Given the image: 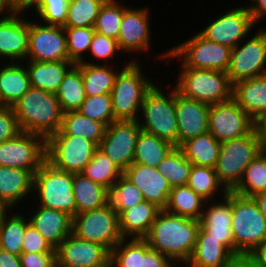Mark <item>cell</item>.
Returning a JSON list of instances; mask_svg holds the SVG:
<instances>
[{
  "mask_svg": "<svg viewBox=\"0 0 266 267\" xmlns=\"http://www.w3.org/2000/svg\"><path fill=\"white\" fill-rule=\"evenodd\" d=\"M231 50L228 46L207 40L198 30L195 36L179 45H175L170 50L158 55L157 58L159 57L162 60L163 58H168V62L171 61V58L181 59L180 68L227 72L230 64Z\"/></svg>",
  "mask_w": 266,
  "mask_h": 267,
  "instance_id": "obj_6",
  "label": "cell"
},
{
  "mask_svg": "<svg viewBox=\"0 0 266 267\" xmlns=\"http://www.w3.org/2000/svg\"><path fill=\"white\" fill-rule=\"evenodd\" d=\"M72 218L64 211L36 205V209L28 219L29 223L42 234L51 247L56 249L72 233Z\"/></svg>",
  "mask_w": 266,
  "mask_h": 267,
  "instance_id": "obj_24",
  "label": "cell"
},
{
  "mask_svg": "<svg viewBox=\"0 0 266 267\" xmlns=\"http://www.w3.org/2000/svg\"><path fill=\"white\" fill-rule=\"evenodd\" d=\"M78 111L92 120L103 123L106 127L116 121L112 110L111 93L86 96Z\"/></svg>",
  "mask_w": 266,
  "mask_h": 267,
  "instance_id": "obj_48",
  "label": "cell"
},
{
  "mask_svg": "<svg viewBox=\"0 0 266 267\" xmlns=\"http://www.w3.org/2000/svg\"><path fill=\"white\" fill-rule=\"evenodd\" d=\"M141 130L138 120H116L106 127L98 149L124 172L133 163Z\"/></svg>",
  "mask_w": 266,
  "mask_h": 267,
  "instance_id": "obj_16",
  "label": "cell"
},
{
  "mask_svg": "<svg viewBox=\"0 0 266 267\" xmlns=\"http://www.w3.org/2000/svg\"><path fill=\"white\" fill-rule=\"evenodd\" d=\"M235 254L252 253L266 239V219L252 197L232 192Z\"/></svg>",
  "mask_w": 266,
  "mask_h": 267,
  "instance_id": "obj_9",
  "label": "cell"
},
{
  "mask_svg": "<svg viewBox=\"0 0 266 267\" xmlns=\"http://www.w3.org/2000/svg\"><path fill=\"white\" fill-rule=\"evenodd\" d=\"M33 178L30 170L0 166V200L16 209L18 203L33 194Z\"/></svg>",
  "mask_w": 266,
  "mask_h": 267,
  "instance_id": "obj_26",
  "label": "cell"
},
{
  "mask_svg": "<svg viewBox=\"0 0 266 267\" xmlns=\"http://www.w3.org/2000/svg\"><path fill=\"white\" fill-rule=\"evenodd\" d=\"M0 267H21L19 255L12 254L0 248Z\"/></svg>",
  "mask_w": 266,
  "mask_h": 267,
  "instance_id": "obj_58",
  "label": "cell"
},
{
  "mask_svg": "<svg viewBox=\"0 0 266 267\" xmlns=\"http://www.w3.org/2000/svg\"><path fill=\"white\" fill-rule=\"evenodd\" d=\"M105 129L103 123L92 120L77 110L63 113L61 128L54 134L81 136L98 147L104 137Z\"/></svg>",
  "mask_w": 266,
  "mask_h": 267,
  "instance_id": "obj_34",
  "label": "cell"
},
{
  "mask_svg": "<svg viewBox=\"0 0 266 267\" xmlns=\"http://www.w3.org/2000/svg\"><path fill=\"white\" fill-rule=\"evenodd\" d=\"M256 202L258 209L266 219V192L258 193L252 197Z\"/></svg>",
  "mask_w": 266,
  "mask_h": 267,
  "instance_id": "obj_61",
  "label": "cell"
},
{
  "mask_svg": "<svg viewBox=\"0 0 266 267\" xmlns=\"http://www.w3.org/2000/svg\"><path fill=\"white\" fill-rule=\"evenodd\" d=\"M98 147L91 141L67 134H52L46 140V160L56 169L80 173Z\"/></svg>",
  "mask_w": 266,
  "mask_h": 267,
  "instance_id": "obj_11",
  "label": "cell"
},
{
  "mask_svg": "<svg viewBox=\"0 0 266 267\" xmlns=\"http://www.w3.org/2000/svg\"><path fill=\"white\" fill-rule=\"evenodd\" d=\"M251 4L247 6L253 23L256 25L257 22L266 18V0H250ZM262 18V19H261Z\"/></svg>",
  "mask_w": 266,
  "mask_h": 267,
  "instance_id": "obj_56",
  "label": "cell"
},
{
  "mask_svg": "<svg viewBox=\"0 0 266 267\" xmlns=\"http://www.w3.org/2000/svg\"><path fill=\"white\" fill-rule=\"evenodd\" d=\"M255 26L247 5L226 10L217 19L211 20L207 27L200 30V34L207 40L225 45L233 49L236 47Z\"/></svg>",
  "mask_w": 266,
  "mask_h": 267,
  "instance_id": "obj_17",
  "label": "cell"
},
{
  "mask_svg": "<svg viewBox=\"0 0 266 267\" xmlns=\"http://www.w3.org/2000/svg\"><path fill=\"white\" fill-rule=\"evenodd\" d=\"M72 234L99 243L111 251L122 239L119 215L110 203L105 206L76 214L72 218Z\"/></svg>",
  "mask_w": 266,
  "mask_h": 267,
  "instance_id": "obj_10",
  "label": "cell"
},
{
  "mask_svg": "<svg viewBox=\"0 0 266 267\" xmlns=\"http://www.w3.org/2000/svg\"><path fill=\"white\" fill-rule=\"evenodd\" d=\"M244 39L231 50L227 74L231 84L266 74V28ZM247 40V41H246Z\"/></svg>",
  "mask_w": 266,
  "mask_h": 267,
  "instance_id": "obj_12",
  "label": "cell"
},
{
  "mask_svg": "<svg viewBox=\"0 0 266 267\" xmlns=\"http://www.w3.org/2000/svg\"><path fill=\"white\" fill-rule=\"evenodd\" d=\"M146 7H128L124 13L120 24L119 35L117 38L119 49L128 54L136 52L146 53L151 49V28L150 11ZM151 40V41H150Z\"/></svg>",
  "mask_w": 266,
  "mask_h": 267,
  "instance_id": "obj_19",
  "label": "cell"
},
{
  "mask_svg": "<svg viewBox=\"0 0 266 267\" xmlns=\"http://www.w3.org/2000/svg\"><path fill=\"white\" fill-rule=\"evenodd\" d=\"M175 147L170 142L141 130L136 140L133 163L157 168Z\"/></svg>",
  "mask_w": 266,
  "mask_h": 267,
  "instance_id": "obj_36",
  "label": "cell"
},
{
  "mask_svg": "<svg viewBox=\"0 0 266 267\" xmlns=\"http://www.w3.org/2000/svg\"><path fill=\"white\" fill-rule=\"evenodd\" d=\"M222 267H261L251 253L233 254Z\"/></svg>",
  "mask_w": 266,
  "mask_h": 267,
  "instance_id": "obj_55",
  "label": "cell"
},
{
  "mask_svg": "<svg viewBox=\"0 0 266 267\" xmlns=\"http://www.w3.org/2000/svg\"><path fill=\"white\" fill-rule=\"evenodd\" d=\"M8 214L0 227V248L15 255H20L22 239L26 227L30 224L27 216L20 212ZM18 213V214H17ZM25 217V218H24Z\"/></svg>",
  "mask_w": 266,
  "mask_h": 267,
  "instance_id": "obj_41",
  "label": "cell"
},
{
  "mask_svg": "<svg viewBox=\"0 0 266 267\" xmlns=\"http://www.w3.org/2000/svg\"><path fill=\"white\" fill-rule=\"evenodd\" d=\"M73 173L56 169L45 160L33 178V198L41 207L60 210L74 217L76 201L72 190Z\"/></svg>",
  "mask_w": 266,
  "mask_h": 267,
  "instance_id": "obj_5",
  "label": "cell"
},
{
  "mask_svg": "<svg viewBox=\"0 0 266 267\" xmlns=\"http://www.w3.org/2000/svg\"><path fill=\"white\" fill-rule=\"evenodd\" d=\"M144 200L142 192L123 174L109 190V203L118 215Z\"/></svg>",
  "mask_w": 266,
  "mask_h": 267,
  "instance_id": "obj_46",
  "label": "cell"
},
{
  "mask_svg": "<svg viewBox=\"0 0 266 267\" xmlns=\"http://www.w3.org/2000/svg\"><path fill=\"white\" fill-rule=\"evenodd\" d=\"M205 202L189 186H176L171 188L164 210L181 217L200 220Z\"/></svg>",
  "mask_w": 266,
  "mask_h": 267,
  "instance_id": "obj_35",
  "label": "cell"
},
{
  "mask_svg": "<svg viewBox=\"0 0 266 267\" xmlns=\"http://www.w3.org/2000/svg\"><path fill=\"white\" fill-rule=\"evenodd\" d=\"M84 177L110 190L123 174L118 166L102 151L97 149L91 161L80 172Z\"/></svg>",
  "mask_w": 266,
  "mask_h": 267,
  "instance_id": "obj_39",
  "label": "cell"
},
{
  "mask_svg": "<svg viewBox=\"0 0 266 267\" xmlns=\"http://www.w3.org/2000/svg\"><path fill=\"white\" fill-rule=\"evenodd\" d=\"M232 192L246 197L266 192V156L264 154L259 152L251 161Z\"/></svg>",
  "mask_w": 266,
  "mask_h": 267,
  "instance_id": "obj_38",
  "label": "cell"
},
{
  "mask_svg": "<svg viewBox=\"0 0 266 267\" xmlns=\"http://www.w3.org/2000/svg\"><path fill=\"white\" fill-rule=\"evenodd\" d=\"M23 17V18H22ZM24 13L10 12L0 19V59L25 62L28 52L29 20Z\"/></svg>",
  "mask_w": 266,
  "mask_h": 267,
  "instance_id": "obj_22",
  "label": "cell"
},
{
  "mask_svg": "<svg viewBox=\"0 0 266 267\" xmlns=\"http://www.w3.org/2000/svg\"><path fill=\"white\" fill-rule=\"evenodd\" d=\"M72 190L76 201V214L95 210L109 203V190L81 173H73Z\"/></svg>",
  "mask_w": 266,
  "mask_h": 267,
  "instance_id": "obj_31",
  "label": "cell"
},
{
  "mask_svg": "<svg viewBox=\"0 0 266 267\" xmlns=\"http://www.w3.org/2000/svg\"><path fill=\"white\" fill-rule=\"evenodd\" d=\"M221 194L222 196L220 199L223 200H220V202L219 199L218 201L213 200L205 202L204 210L199 220L200 227L212 238L219 240L233 254H235V241L231 224L232 191Z\"/></svg>",
  "mask_w": 266,
  "mask_h": 267,
  "instance_id": "obj_20",
  "label": "cell"
},
{
  "mask_svg": "<svg viewBox=\"0 0 266 267\" xmlns=\"http://www.w3.org/2000/svg\"><path fill=\"white\" fill-rule=\"evenodd\" d=\"M251 254L261 267H266V239Z\"/></svg>",
  "mask_w": 266,
  "mask_h": 267,
  "instance_id": "obj_60",
  "label": "cell"
},
{
  "mask_svg": "<svg viewBox=\"0 0 266 267\" xmlns=\"http://www.w3.org/2000/svg\"><path fill=\"white\" fill-rule=\"evenodd\" d=\"M63 113L77 111L86 99L81 70L74 64L54 93Z\"/></svg>",
  "mask_w": 266,
  "mask_h": 267,
  "instance_id": "obj_37",
  "label": "cell"
},
{
  "mask_svg": "<svg viewBox=\"0 0 266 267\" xmlns=\"http://www.w3.org/2000/svg\"><path fill=\"white\" fill-rule=\"evenodd\" d=\"M21 267H57L56 252L21 253Z\"/></svg>",
  "mask_w": 266,
  "mask_h": 267,
  "instance_id": "obj_53",
  "label": "cell"
},
{
  "mask_svg": "<svg viewBox=\"0 0 266 267\" xmlns=\"http://www.w3.org/2000/svg\"><path fill=\"white\" fill-rule=\"evenodd\" d=\"M232 98L255 121L266 117V74L233 84Z\"/></svg>",
  "mask_w": 266,
  "mask_h": 267,
  "instance_id": "obj_25",
  "label": "cell"
},
{
  "mask_svg": "<svg viewBox=\"0 0 266 267\" xmlns=\"http://www.w3.org/2000/svg\"><path fill=\"white\" fill-rule=\"evenodd\" d=\"M111 64L102 63L101 65L83 62L75 64L81 70L86 96L111 93L116 75L120 71L118 68L114 70V66Z\"/></svg>",
  "mask_w": 266,
  "mask_h": 267,
  "instance_id": "obj_33",
  "label": "cell"
},
{
  "mask_svg": "<svg viewBox=\"0 0 266 267\" xmlns=\"http://www.w3.org/2000/svg\"><path fill=\"white\" fill-rule=\"evenodd\" d=\"M10 12L9 0H0V19L6 17Z\"/></svg>",
  "mask_w": 266,
  "mask_h": 267,
  "instance_id": "obj_63",
  "label": "cell"
},
{
  "mask_svg": "<svg viewBox=\"0 0 266 267\" xmlns=\"http://www.w3.org/2000/svg\"><path fill=\"white\" fill-rule=\"evenodd\" d=\"M178 148L193 165L214 168L221 143L208 132L183 142Z\"/></svg>",
  "mask_w": 266,
  "mask_h": 267,
  "instance_id": "obj_32",
  "label": "cell"
},
{
  "mask_svg": "<svg viewBox=\"0 0 266 267\" xmlns=\"http://www.w3.org/2000/svg\"><path fill=\"white\" fill-rule=\"evenodd\" d=\"M137 61L133 58L132 61H125L116 75L111 91L115 120H138L144 96L154 85Z\"/></svg>",
  "mask_w": 266,
  "mask_h": 267,
  "instance_id": "obj_3",
  "label": "cell"
},
{
  "mask_svg": "<svg viewBox=\"0 0 266 267\" xmlns=\"http://www.w3.org/2000/svg\"><path fill=\"white\" fill-rule=\"evenodd\" d=\"M150 249L141 238H123L110 251V267H140L141 256Z\"/></svg>",
  "mask_w": 266,
  "mask_h": 267,
  "instance_id": "obj_40",
  "label": "cell"
},
{
  "mask_svg": "<svg viewBox=\"0 0 266 267\" xmlns=\"http://www.w3.org/2000/svg\"><path fill=\"white\" fill-rule=\"evenodd\" d=\"M173 86L184 97L208 105L225 102L232 98L233 85L226 72L181 68Z\"/></svg>",
  "mask_w": 266,
  "mask_h": 267,
  "instance_id": "obj_7",
  "label": "cell"
},
{
  "mask_svg": "<svg viewBox=\"0 0 266 267\" xmlns=\"http://www.w3.org/2000/svg\"><path fill=\"white\" fill-rule=\"evenodd\" d=\"M123 175L142 192L145 200L161 210L165 209L172 187L168 180L158 172L157 168L132 163L123 172Z\"/></svg>",
  "mask_w": 266,
  "mask_h": 267,
  "instance_id": "obj_23",
  "label": "cell"
},
{
  "mask_svg": "<svg viewBox=\"0 0 266 267\" xmlns=\"http://www.w3.org/2000/svg\"><path fill=\"white\" fill-rule=\"evenodd\" d=\"M256 129L260 139V152L266 156V117L256 122Z\"/></svg>",
  "mask_w": 266,
  "mask_h": 267,
  "instance_id": "obj_59",
  "label": "cell"
},
{
  "mask_svg": "<svg viewBox=\"0 0 266 267\" xmlns=\"http://www.w3.org/2000/svg\"><path fill=\"white\" fill-rule=\"evenodd\" d=\"M192 163L175 147L157 166L171 187L187 185Z\"/></svg>",
  "mask_w": 266,
  "mask_h": 267,
  "instance_id": "obj_42",
  "label": "cell"
},
{
  "mask_svg": "<svg viewBox=\"0 0 266 267\" xmlns=\"http://www.w3.org/2000/svg\"><path fill=\"white\" fill-rule=\"evenodd\" d=\"M46 160V140L37 134L20 132L0 143V166L30 170L33 174Z\"/></svg>",
  "mask_w": 266,
  "mask_h": 267,
  "instance_id": "obj_14",
  "label": "cell"
},
{
  "mask_svg": "<svg viewBox=\"0 0 266 267\" xmlns=\"http://www.w3.org/2000/svg\"><path fill=\"white\" fill-rule=\"evenodd\" d=\"M64 31L69 61L73 64L83 62L93 40L94 27H64Z\"/></svg>",
  "mask_w": 266,
  "mask_h": 267,
  "instance_id": "obj_47",
  "label": "cell"
},
{
  "mask_svg": "<svg viewBox=\"0 0 266 267\" xmlns=\"http://www.w3.org/2000/svg\"><path fill=\"white\" fill-rule=\"evenodd\" d=\"M259 152L260 139L256 128L248 135L221 143L214 169L218 181L227 191H232L238 185L246 167Z\"/></svg>",
  "mask_w": 266,
  "mask_h": 267,
  "instance_id": "obj_8",
  "label": "cell"
},
{
  "mask_svg": "<svg viewBox=\"0 0 266 267\" xmlns=\"http://www.w3.org/2000/svg\"><path fill=\"white\" fill-rule=\"evenodd\" d=\"M119 0H107L100 9L94 26L95 32L117 40L124 11L128 8Z\"/></svg>",
  "mask_w": 266,
  "mask_h": 267,
  "instance_id": "obj_45",
  "label": "cell"
},
{
  "mask_svg": "<svg viewBox=\"0 0 266 267\" xmlns=\"http://www.w3.org/2000/svg\"><path fill=\"white\" fill-rule=\"evenodd\" d=\"M55 250L57 267H110V251L105 246L72 233Z\"/></svg>",
  "mask_w": 266,
  "mask_h": 267,
  "instance_id": "obj_18",
  "label": "cell"
},
{
  "mask_svg": "<svg viewBox=\"0 0 266 267\" xmlns=\"http://www.w3.org/2000/svg\"><path fill=\"white\" fill-rule=\"evenodd\" d=\"M89 53L92 54L91 56L94 57V60L90 61L88 59L86 61L85 59L83 63L100 64L99 61L97 63H94L96 59L100 61L105 60L104 62L106 65V60L109 61V59L111 58H116V55H119V53H122V51L119 49L117 40L95 32L88 54Z\"/></svg>",
  "mask_w": 266,
  "mask_h": 267,
  "instance_id": "obj_50",
  "label": "cell"
},
{
  "mask_svg": "<svg viewBox=\"0 0 266 267\" xmlns=\"http://www.w3.org/2000/svg\"><path fill=\"white\" fill-rule=\"evenodd\" d=\"M26 66L30 84L48 92L55 93L64 75L74 65L71 61H27Z\"/></svg>",
  "mask_w": 266,
  "mask_h": 267,
  "instance_id": "obj_30",
  "label": "cell"
},
{
  "mask_svg": "<svg viewBox=\"0 0 266 267\" xmlns=\"http://www.w3.org/2000/svg\"><path fill=\"white\" fill-rule=\"evenodd\" d=\"M20 132L13 107L0 106V143L15 138Z\"/></svg>",
  "mask_w": 266,
  "mask_h": 267,
  "instance_id": "obj_52",
  "label": "cell"
},
{
  "mask_svg": "<svg viewBox=\"0 0 266 267\" xmlns=\"http://www.w3.org/2000/svg\"><path fill=\"white\" fill-rule=\"evenodd\" d=\"M69 2L70 0H43L32 13H37L38 19L40 18L43 24L64 26Z\"/></svg>",
  "mask_w": 266,
  "mask_h": 267,
  "instance_id": "obj_49",
  "label": "cell"
},
{
  "mask_svg": "<svg viewBox=\"0 0 266 267\" xmlns=\"http://www.w3.org/2000/svg\"><path fill=\"white\" fill-rule=\"evenodd\" d=\"M168 92L165 94L158 84L154 83L144 96L138 122L142 131L166 140L177 147L175 88L172 87V90Z\"/></svg>",
  "mask_w": 266,
  "mask_h": 267,
  "instance_id": "obj_4",
  "label": "cell"
},
{
  "mask_svg": "<svg viewBox=\"0 0 266 267\" xmlns=\"http://www.w3.org/2000/svg\"><path fill=\"white\" fill-rule=\"evenodd\" d=\"M232 255L224 244L200 227L193 254L185 267H222Z\"/></svg>",
  "mask_w": 266,
  "mask_h": 267,
  "instance_id": "obj_29",
  "label": "cell"
},
{
  "mask_svg": "<svg viewBox=\"0 0 266 267\" xmlns=\"http://www.w3.org/2000/svg\"><path fill=\"white\" fill-rule=\"evenodd\" d=\"M35 21L29 20L26 61H69L64 27Z\"/></svg>",
  "mask_w": 266,
  "mask_h": 267,
  "instance_id": "obj_15",
  "label": "cell"
},
{
  "mask_svg": "<svg viewBox=\"0 0 266 267\" xmlns=\"http://www.w3.org/2000/svg\"><path fill=\"white\" fill-rule=\"evenodd\" d=\"M161 209L144 200L124 210L119 215V227L123 238L144 239Z\"/></svg>",
  "mask_w": 266,
  "mask_h": 267,
  "instance_id": "obj_28",
  "label": "cell"
},
{
  "mask_svg": "<svg viewBox=\"0 0 266 267\" xmlns=\"http://www.w3.org/2000/svg\"><path fill=\"white\" fill-rule=\"evenodd\" d=\"M256 128V122L231 98L210 105L208 132L220 143L243 137Z\"/></svg>",
  "mask_w": 266,
  "mask_h": 267,
  "instance_id": "obj_13",
  "label": "cell"
},
{
  "mask_svg": "<svg viewBox=\"0 0 266 267\" xmlns=\"http://www.w3.org/2000/svg\"><path fill=\"white\" fill-rule=\"evenodd\" d=\"M200 229V221L161 210L144 238L151 249L168 257L175 265L190 260Z\"/></svg>",
  "mask_w": 266,
  "mask_h": 267,
  "instance_id": "obj_1",
  "label": "cell"
},
{
  "mask_svg": "<svg viewBox=\"0 0 266 267\" xmlns=\"http://www.w3.org/2000/svg\"><path fill=\"white\" fill-rule=\"evenodd\" d=\"M22 63V64H21ZM0 65V106L12 107L31 87L24 62Z\"/></svg>",
  "mask_w": 266,
  "mask_h": 267,
  "instance_id": "obj_27",
  "label": "cell"
},
{
  "mask_svg": "<svg viewBox=\"0 0 266 267\" xmlns=\"http://www.w3.org/2000/svg\"><path fill=\"white\" fill-rule=\"evenodd\" d=\"M107 0H70L63 27H94L101 7Z\"/></svg>",
  "mask_w": 266,
  "mask_h": 267,
  "instance_id": "obj_44",
  "label": "cell"
},
{
  "mask_svg": "<svg viewBox=\"0 0 266 267\" xmlns=\"http://www.w3.org/2000/svg\"><path fill=\"white\" fill-rule=\"evenodd\" d=\"M12 107L21 132L37 134L47 140L61 128L63 112L53 92L31 86Z\"/></svg>",
  "mask_w": 266,
  "mask_h": 267,
  "instance_id": "obj_2",
  "label": "cell"
},
{
  "mask_svg": "<svg viewBox=\"0 0 266 267\" xmlns=\"http://www.w3.org/2000/svg\"><path fill=\"white\" fill-rule=\"evenodd\" d=\"M187 186L205 201H213L219 189L223 193L228 191L218 181L214 168L193 165L190 170Z\"/></svg>",
  "mask_w": 266,
  "mask_h": 267,
  "instance_id": "obj_43",
  "label": "cell"
},
{
  "mask_svg": "<svg viewBox=\"0 0 266 267\" xmlns=\"http://www.w3.org/2000/svg\"><path fill=\"white\" fill-rule=\"evenodd\" d=\"M43 0H9L11 12L25 13L28 9L37 8Z\"/></svg>",
  "mask_w": 266,
  "mask_h": 267,
  "instance_id": "obj_57",
  "label": "cell"
},
{
  "mask_svg": "<svg viewBox=\"0 0 266 267\" xmlns=\"http://www.w3.org/2000/svg\"><path fill=\"white\" fill-rule=\"evenodd\" d=\"M13 208H11L7 203L4 201L0 200V227L2 226L5 217L9 212H11ZM8 211V212H7Z\"/></svg>",
  "mask_w": 266,
  "mask_h": 267,
  "instance_id": "obj_62",
  "label": "cell"
},
{
  "mask_svg": "<svg viewBox=\"0 0 266 267\" xmlns=\"http://www.w3.org/2000/svg\"><path fill=\"white\" fill-rule=\"evenodd\" d=\"M174 265L175 264L164 254L151 248L144 256H141L140 267H173Z\"/></svg>",
  "mask_w": 266,
  "mask_h": 267,
  "instance_id": "obj_54",
  "label": "cell"
},
{
  "mask_svg": "<svg viewBox=\"0 0 266 267\" xmlns=\"http://www.w3.org/2000/svg\"><path fill=\"white\" fill-rule=\"evenodd\" d=\"M209 107L208 104L184 97L175 89L177 147L189 139L208 133Z\"/></svg>",
  "mask_w": 266,
  "mask_h": 267,
  "instance_id": "obj_21",
  "label": "cell"
},
{
  "mask_svg": "<svg viewBox=\"0 0 266 267\" xmlns=\"http://www.w3.org/2000/svg\"><path fill=\"white\" fill-rule=\"evenodd\" d=\"M43 252H56V250L51 247L39 231L29 224L22 239L21 253Z\"/></svg>",
  "mask_w": 266,
  "mask_h": 267,
  "instance_id": "obj_51",
  "label": "cell"
}]
</instances>
